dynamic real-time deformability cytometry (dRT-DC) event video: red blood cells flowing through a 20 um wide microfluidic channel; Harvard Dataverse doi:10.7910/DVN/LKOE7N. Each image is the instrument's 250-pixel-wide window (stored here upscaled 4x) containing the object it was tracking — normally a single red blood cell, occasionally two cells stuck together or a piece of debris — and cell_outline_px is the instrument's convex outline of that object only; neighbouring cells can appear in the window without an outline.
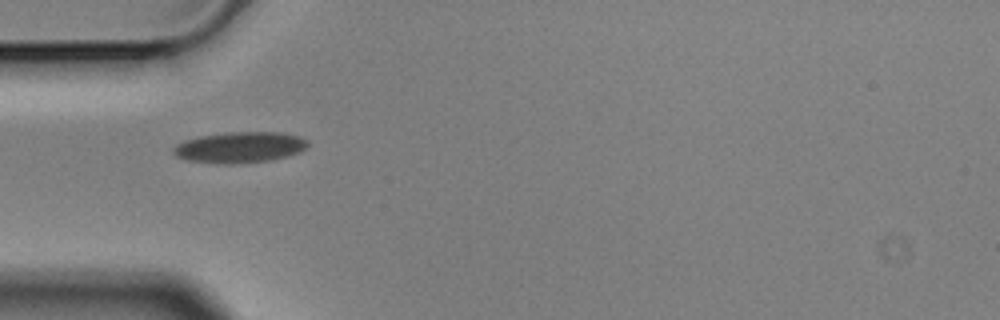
{"species": "Egyptian fruit bat (a non-hibernating species)", "species_latin": "Rousettus aegyptiacus", "temperature_condition": "cold", "stored_images_in_passage": 5, "camera_frame_rate_fps": 3000, "um_per_image_px": 0.085, "animal": {"sex": "male"}, "frame": {"image": 1, "passage_image": 1, "time_ms": 0.0, "image_size_px": [1000, 320], "cell_outline_px": [[308, 144], [300, 152], [288, 156], [272, 160], [232, 164], [216, 164], [188, 160], [176, 156], [172, 152], [172, 148], [176, 144], [184, 140], [200, 136], [224, 132], [284, 132], [300, 136], [308, 140]], "centroid_in_image_um": [20.37, 12.52], "position_along_channel_um": 64.6, "area_um2": 24.57}}
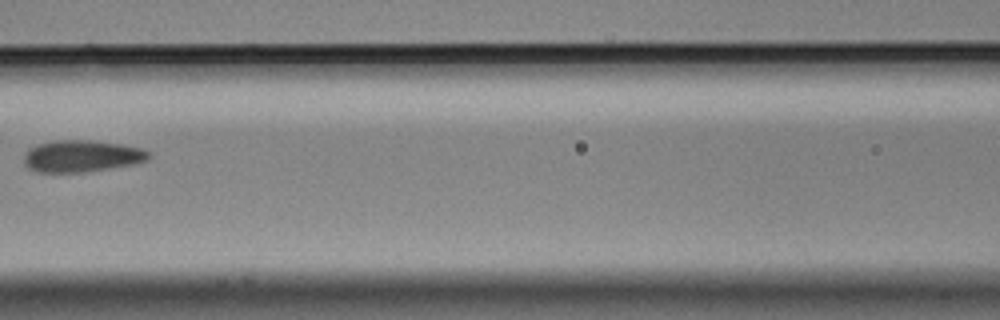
{"frame": {"image": 2, "passage_image": 3, "time_ms": 0.667, "image_size_px": [1000, 320], "cell_outline_px": [[148, 160], [132, 164], [84, 172], [36, 172], [28, 168], [24, 164], [24, 152], [28, 148], [36, 144], [56, 140], [88, 140], [120, 144], [140, 148], [148, 152]], "centroid_in_image_um": [6.86, 13.26], "position_along_channel_um": 159.7, "area_um2": 23.0}}
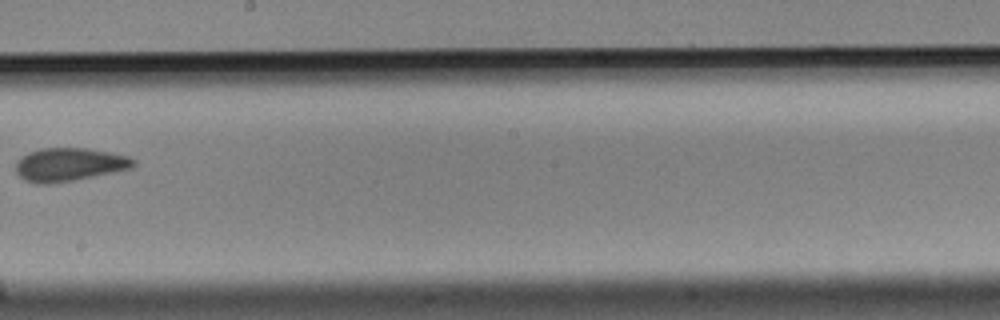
{"frame": {"image": 3, "passage_image": 5, "time_ms": 1.333, "image_size_px": [1000, 320], "cell_outline_px": [[136, 164], [132, 168], [52, 184], [36, 184], [24, 180], [16, 172], [16, 160], [20, 156], [28, 152], [40, 148], [88, 148], [128, 156], [136, 160]], "centroid_in_image_um": [5.84, 13.98], "position_along_channel_um": 242.4, "area_um2": 22.89}}